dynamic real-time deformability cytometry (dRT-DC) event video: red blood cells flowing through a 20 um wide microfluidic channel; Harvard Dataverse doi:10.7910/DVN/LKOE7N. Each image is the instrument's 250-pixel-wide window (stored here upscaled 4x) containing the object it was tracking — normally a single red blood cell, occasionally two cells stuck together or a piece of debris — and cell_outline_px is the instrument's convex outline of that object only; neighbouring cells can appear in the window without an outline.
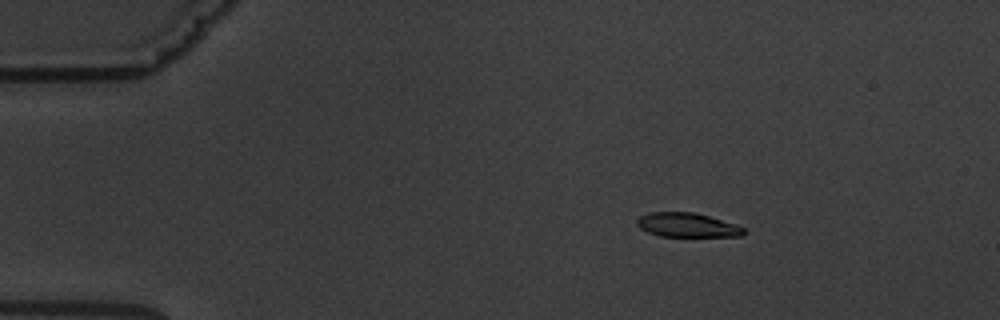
{"species": "common noctule bat (a hibernating species)", "species_latin": "Nyctalus noctula", "temperature_condition": "warm", "stored_images_in_passage": 6, "camera_frame_rate_fps": 3000, "um_per_image_px": 0.085, "animal": {"sex": "male", "body_mass_g": 19.5, "forearm_length_mm": 54.6}, "frame": {"image": 1, "passage_image": 3, "time_ms": 2.667, "image_size_px": [1000, 320], "cell_outline_px": [[744, 232], [740, 236], [660, 236], [648, 232], [640, 228], [636, 224], [636, 220], [640, 216], [648, 212], [692, 212], [708, 216], [736, 224], [744, 228]], "centroid_in_image_um": [58.37, 19.12], "position_along_channel_um": 26.6, "area_um2": 14.91}}